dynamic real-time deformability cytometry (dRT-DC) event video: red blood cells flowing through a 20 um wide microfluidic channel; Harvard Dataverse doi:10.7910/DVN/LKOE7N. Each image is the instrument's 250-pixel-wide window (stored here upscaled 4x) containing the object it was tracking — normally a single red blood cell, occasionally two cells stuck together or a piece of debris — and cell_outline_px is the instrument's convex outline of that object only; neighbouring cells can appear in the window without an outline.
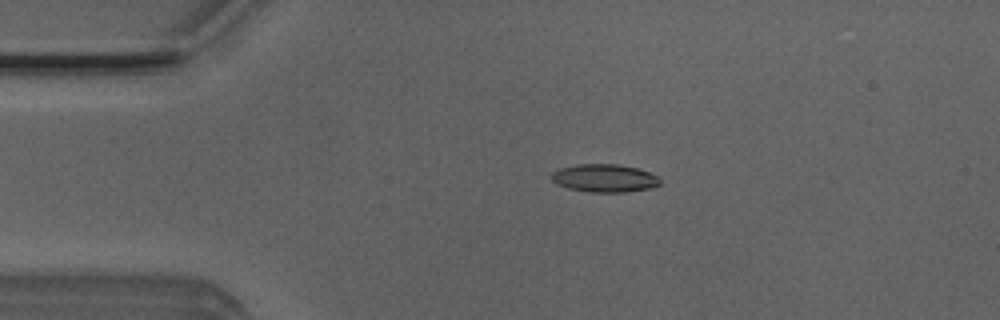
{"species": "Egyptian fruit bat (a non-hibernating species)", "species_latin": "Rousettus aegyptiacus", "temperature_condition": "room temperature", "stored_images_in_passage": 3, "camera_frame_rate_fps": 3000, "um_per_image_px": 0.085, "animal": {"sex": "male"}, "frame": {"image": 1, "passage_image": 2, "time_ms": 0.333, "image_size_px": [1000, 320], "cell_outline_px": [[660, 184], [652, 188], [624, 192], [588, 192], [568, 188], [556, 184], [552, 180], [552, 172], [560, 168], [576, 164], [616, 164], [636, 168], [660, 176]], "centroid_in_image_um": [51.39, 15.14], "position_along_channel_um": 33.6, "area_um2": 17.74}}